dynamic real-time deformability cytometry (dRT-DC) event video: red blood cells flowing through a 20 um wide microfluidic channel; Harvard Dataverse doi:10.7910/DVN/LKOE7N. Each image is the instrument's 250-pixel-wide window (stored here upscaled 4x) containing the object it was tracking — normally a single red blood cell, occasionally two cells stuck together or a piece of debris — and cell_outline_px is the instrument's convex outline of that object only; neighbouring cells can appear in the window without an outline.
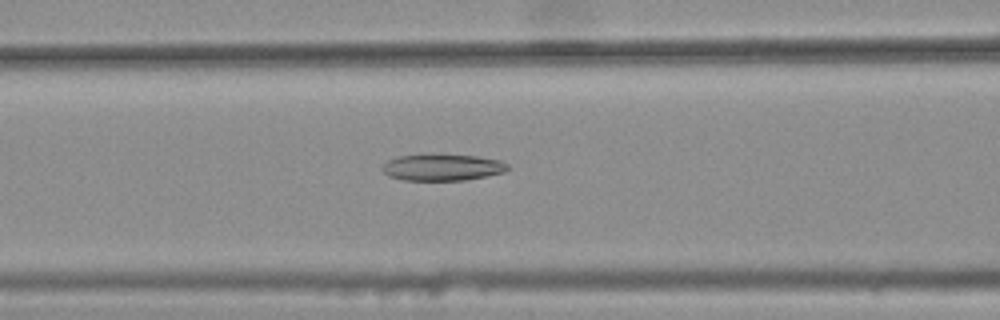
{"species": "common noctule bat (a hibernating species)", "species_latin": "Nyctalus noctula", "temperature_condition": "warm", "stored_images_in_passage": 38, "camera_frame_rate_fps": 3000, "um_per_image_px": 0.085, "animal": {"sex": "female", "body_mass_g": 25.1}, "frame": {"image": 1, "passage_image": 13, "time_ms": 4.0, "image_size_px": [1000, 320], "cell_outline_px": [[508, 168], [504, 172], [464, 180], [404, 180], [388, 176], [380, 168], [388, 160], [396, 156], [424, 152], [476, 156], [500, 160], [508, 164]], "centroid_in_image_um": [37.53, 14.18], "position_along_channel_um": 129.1, "area_um2": 19.94}}
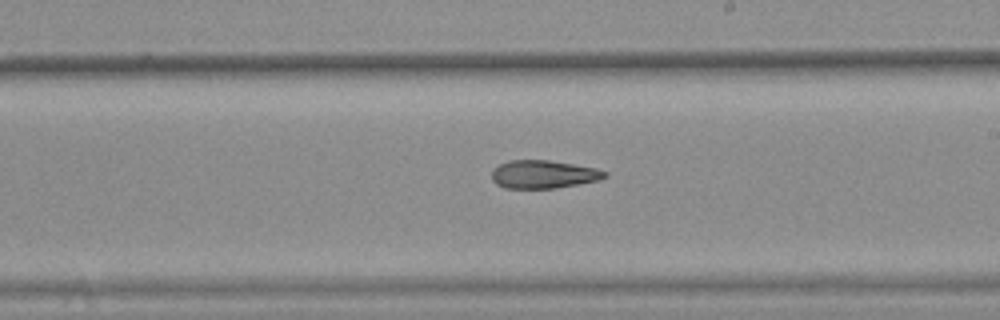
{"frame": {"image": 2, "passage_image": 22, "time_ms": 7.0, "image_size_px": [1000, 320], "cell_outline_px": [[608, 176], [600, 180], [556, 188], [504, 188], [496, 184], [492, 180], [492, 168], [508, 160], [548, 160], [596, 168], [608, 172]], "centroid_in_image_um": [46.19, 14.82], "position_along_channel_um": 242.8, "area_um2": 18.61}}
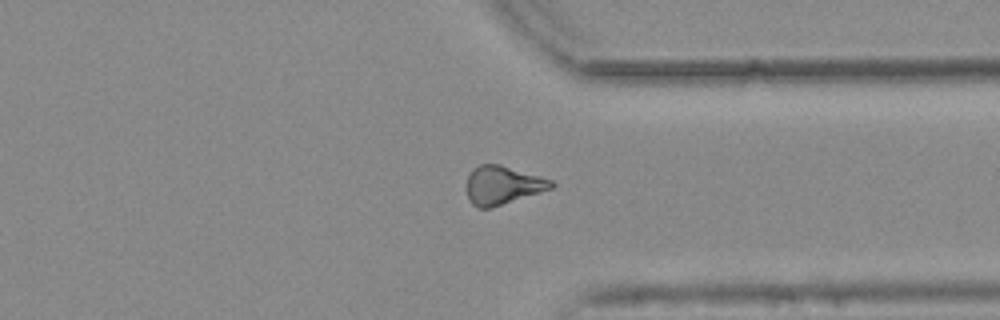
{"frame": {"image": 3, "passage_image": 32, "time_ms": 10.333, "image_size_px": [1000, 320], "cell_outline_px": [[556, 184], [552, 188], [492, 208], [476, 208], [468, 200], [464, 188], [468, 176], [472, 168], [480, 164], [500, 164], [540, 176], [552, 180]], "centroid_in_image_um": [42.66, 15.75], "position_along_channel_um": 368.7, "area_um2": 19.31}, "authors_computed_cell_mechanics": {"area_um2": 19.1029, "velocity_mm_per_s": 3.8042, "shape_relaxation_time_tau1_ms": null, "shape_relaxation_time_tau2_ms": 8.8229, "deformation_change_tau1": null, "deformation_change_tau2": 0.2147}}